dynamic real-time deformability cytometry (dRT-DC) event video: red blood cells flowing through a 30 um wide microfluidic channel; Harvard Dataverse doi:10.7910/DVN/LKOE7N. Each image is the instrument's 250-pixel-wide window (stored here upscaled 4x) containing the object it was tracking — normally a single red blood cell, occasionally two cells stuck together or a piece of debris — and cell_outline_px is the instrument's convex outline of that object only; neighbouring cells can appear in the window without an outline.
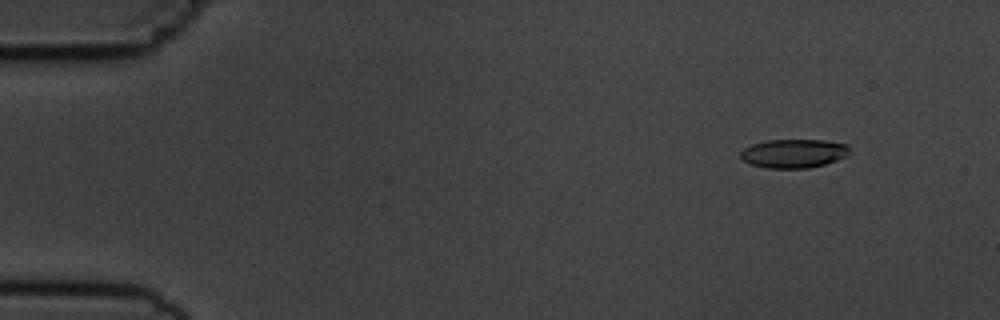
{"species": "common noctule bat (a hibernating species)", "species_latin": "Nyctalus noctula", "temperature_condition": "cold", "stored_images_in_passage": 5, "camera_frame_rate_fps": 3000, "um_per_image_px": 0.085, "animal": {"sex": "male", "body_mass_g": 19.5, "forearm_length_mm": 54.6}, "frame": {"image": 1, "passage_image": 2, "time_ms": 1.0, "image_size_px": [1000, 320], "cell_outline_px": [[848, 152], [844, 156], [836, 160], [824, 164], [808, 168], [768, 168], [752, 164], [744, 160], [740, 156], [740, 152], [744, 148], [752, 144], [768, 140], [824, 140], [848, 144]], "centroid_in_image_um": [67.45, 13.03], "position_along_channel_um": 17.6, "area_um2": 18.03}}
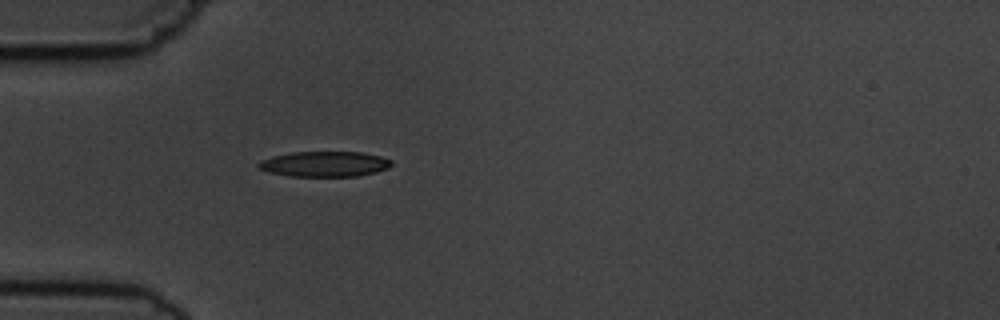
{"frame": {"image": 2, "passage_image": 5, "time_ms": 4.667, "image_size_px": [1000, 320], "cell_outline_px": [[392, 164], [388, 168], [376, 172], [356, 176], [288, 176], [268, 172], [260, 168], [256, 164], [260, 160], [272, 156], [292, 152], [360, 152], [380, 156], [392, 160]], "centroid_in_image_um": [27.57, 13.94], "position_along_channel_um": 57.4, "area_um2": 19.65}}